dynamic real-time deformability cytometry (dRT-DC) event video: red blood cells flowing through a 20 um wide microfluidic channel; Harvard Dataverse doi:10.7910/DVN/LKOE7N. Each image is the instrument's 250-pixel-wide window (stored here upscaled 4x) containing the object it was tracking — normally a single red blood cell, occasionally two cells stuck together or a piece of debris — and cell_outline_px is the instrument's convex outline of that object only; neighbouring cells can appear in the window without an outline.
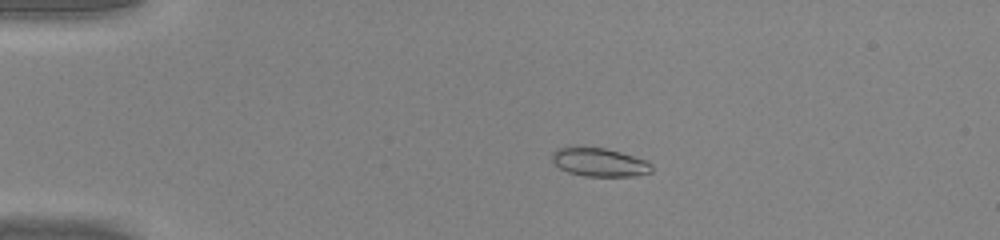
{"species": "common noctule bat (a hibernating species)", "species_latin": "Nyctalus noctula", "temperature_condition": "warm", "stored_images_in_passage": 49, "camera_frame_rate_fps": 3000, "um_per_image_px": 0.085, "animal": {"sex": "male", "body_mass_g": 20.0, "forearm_length_mm": 53.3}, "frame": {"image": 1, "passage_image": 11, "time_ms": 3.333, "image_size_px": [1000, 240], "cell_outline_px": [[652, 172], [632, 176], [584, 176], [568, 172], [560, 168], [552, 160], [552, 152], [556, 148], [604, 148], [620, 152], [648, 160], [652, 164]], "centroid_in_image_um": [50.99, 13.8], "position_along_channel_um": 34.0, "area_um2": 16.36}}
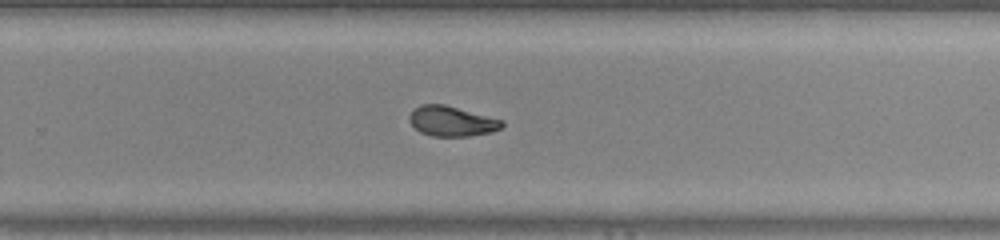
{"frame": {"image": 2, "passage_image": 33, "time_ms": 10.667, "image_size_px": [1000, 240], "cell_outline_px": [[504, 124], [500, 128], [492, 132], [468, 136], [432, 136], [420, 132], [408, 120], [408, 116], [420, 104], [444, 104], [504, 120]], "centroid_in_image_um": [38.4, 10.3], "position_along_channel_um": 291.4, "area_um2": 16.18}}
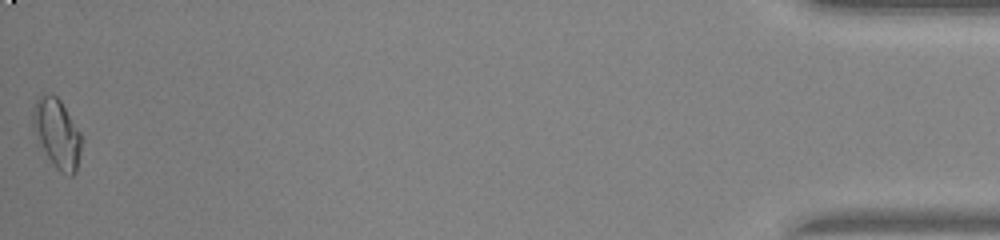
{"frame": {"image": 3, "passage_image": 49, "time_ms": 16.0, "image_size_px": [1000, 240], "cell_outline_px": [[80, 152], [76, 172], [72, 176], [68, 176], [60, 172], [56, 168], [36, 140], [32, 128], [32, 112], [36, 100], [44, 92], [56, 96], [60, 100], [80, 132]], "centroid_in_image_um": [4.81, 11.34], "position_along_channel_um": 430.4, "area_um2": 19.54}, "authors_computed_cell_mechanics": {"area_um2": 17.051, "velocity_mm_per_s": 4.2875, "shape_relaxation_time_tau1_ms": null, "shape_relaxation_time_tau2_ms": 2.1279, "deformation_change_tau1": null, "deformation_change_tau2": 0.0704}}